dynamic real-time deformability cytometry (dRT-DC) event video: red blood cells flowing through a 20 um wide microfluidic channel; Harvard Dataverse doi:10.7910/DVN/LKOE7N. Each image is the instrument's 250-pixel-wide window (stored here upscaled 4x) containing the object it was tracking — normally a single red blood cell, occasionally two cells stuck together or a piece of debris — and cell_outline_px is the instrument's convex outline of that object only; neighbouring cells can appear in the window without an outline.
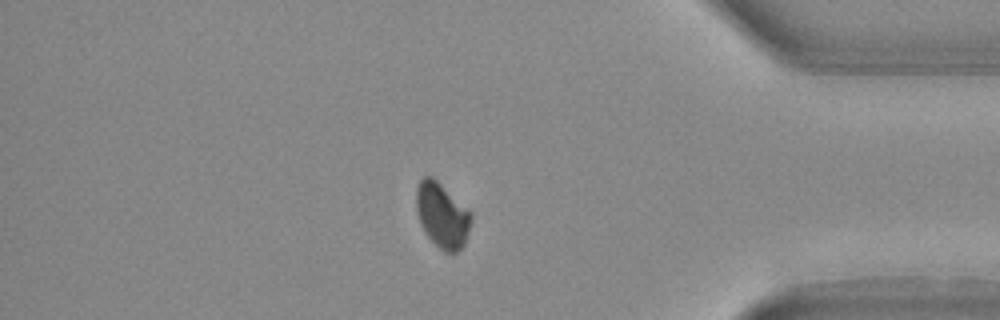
{"species": "Egyptian fruit bat (a non-hibernating species)", "species_latin": "Rousettus aegyptiacus", "temperature_condition": "warm", "stored_images_in_passage": 23, "camera_frame_rate_fps": 3000, "um_per_image_px": 0.085, "animal": {"sex": "female"}, "frame": {"image": 1, "passage_image": 20, "time_ms": 6.333, "image_size_px": [1000, 320], "cell_outline_px": [[472, 220], [464, 244], [456, 252], [444, 252], [428, 236], [420, 224], [416, 208], [416, 188], [420, 180], [424, 176], [432, 176], [472, 212]], "centroid_in_image_um": [37.58, 18.28], "position_along_channel_um": 397.6, "area_um2": 20.63}}